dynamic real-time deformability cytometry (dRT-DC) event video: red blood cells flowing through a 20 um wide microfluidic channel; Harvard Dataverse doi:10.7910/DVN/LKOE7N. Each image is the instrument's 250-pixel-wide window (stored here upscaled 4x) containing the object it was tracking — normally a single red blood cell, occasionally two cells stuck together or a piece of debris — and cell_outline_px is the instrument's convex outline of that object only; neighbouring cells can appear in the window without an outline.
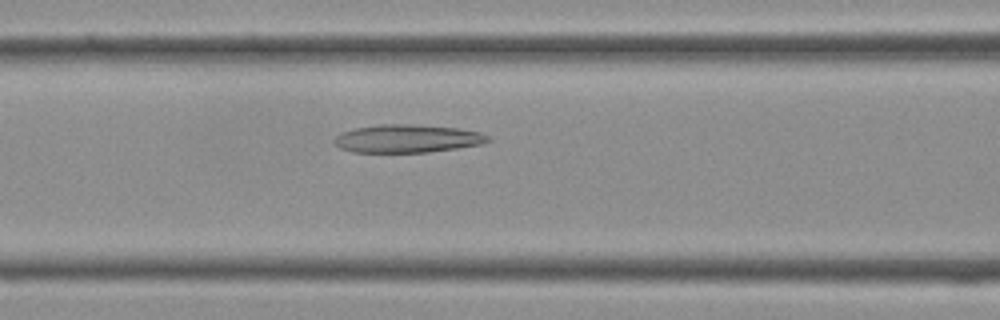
{"species": "Egyptian fruit bat (a non-hibernating species)", "species_latin": "Rousettus aegyptiacus", "temperature_condition": "cold", "stored_images_in_passage": 32, "camera_frame_rate_fps": 3000, "um_per_image_px": 0.085, "frame": {"image": 1, "passage_image": 9, "time_ms": 2.667, "image_size_px": [1000, 320], "cell_outline_px": [[492, 140], [480, 144], [456, 148], [428, 152], [352, 152], [340, 148], [332, 140], [340, 132], [356, 128], [380, 124], [408, 124], [460, 128], [480, 132], [488, 136]], "centroid_in_image_um": [34.6, 11.78], "position_along_channel_um": 132.0, "area_um2": 25.09}}
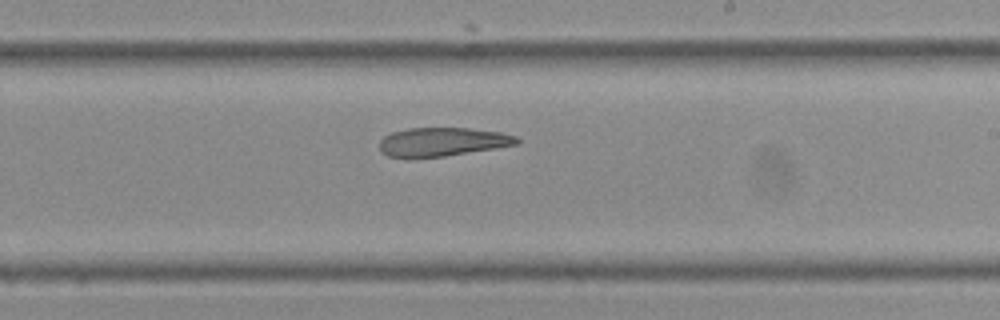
{"frame": {"image": 2, "passage_image": 16, "time_ms": 5.0, "image_size_px": [1000, 320], "cell_outline_px": [[520, 144], [496, 148], [444, 156], [408, 160], [388, 156], [380, 152], [380, 140], [384, 136], [392, 132], [408, 128], [468, 128], [500, 132], [516, 136], [520, 140]], "centroid_in_image_um": [37.55, 12.08], "position_along_channel_um": 251.4, "area_um2": 23.47}}
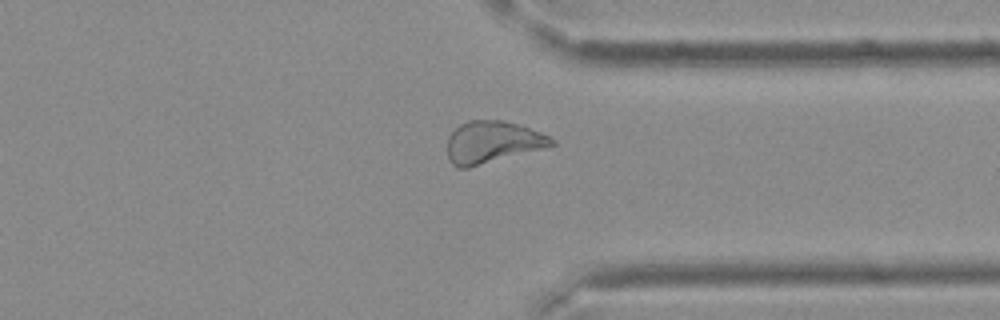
{"frame": {"image": 3, "passage_image": 23, "time_ms": 7.333, "image_size_px": [1000, 320], "cell_outline_px": [[556, 144], [544, 148], [468, 168], [456, 168], [448, 160], [448, 136], [460, 124], [468, 120], [500, 120], [520, 124], [540, 132], [556, 140]], "centroid_in_image_um": [41.84, 12.08], "position_along_channel_um": 369.6, "area_um2": 25.55}}